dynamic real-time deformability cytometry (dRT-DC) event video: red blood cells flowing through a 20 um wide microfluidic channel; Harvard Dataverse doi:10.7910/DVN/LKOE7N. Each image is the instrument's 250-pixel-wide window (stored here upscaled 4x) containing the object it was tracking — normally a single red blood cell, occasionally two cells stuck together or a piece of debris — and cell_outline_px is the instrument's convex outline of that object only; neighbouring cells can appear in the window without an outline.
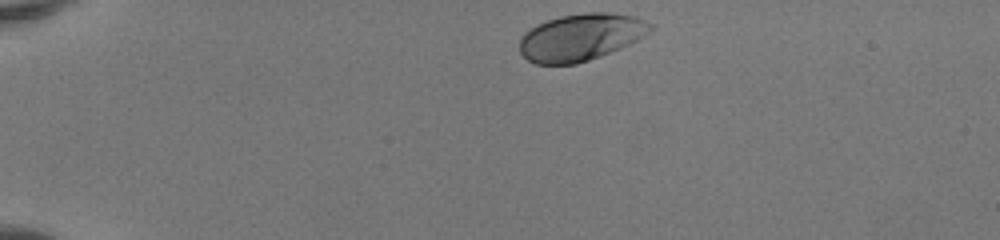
{"species": "human", "species_latin": "Homo sapiens", "temperature_condition": "room temperature", "stored_images_in_passage": 37, "camera_frame_rate_fps": 3000, "um_per_image_px": 0.085, "donor": {"sex": "female"}, "frame": {"image": 1, "passage_image": 1, "time_ms": 0.0, "image_size_px": [1000, 240], "cell_outline_px": [[652, 28], [644, 36], [620, 48], [600, 56], [576, 64], [536, 64], [528, 60], [520, 52], [520, 40], [524, 32], [528, 28], [536, 24], [560, 16], [588, 12], [612, 12], [636, 16], [652, 24]], "centroid_in_image_um": [49.35, 3.15], "position_along_channel_um": 35.7, "area_um2": 35.84}}
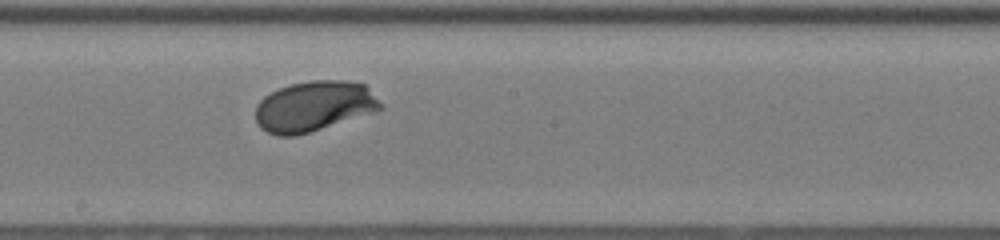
{"frame": {"image": 2, "passage_image": 20, "time_ms": 6.333, "image_size_px": [1000, 240], "cell_outline_px": [[384, 108], [376, 112], [296, 136], [276, 136], [260, 128], [256, 120], [256, 104], [264, 96], [280, 88], [292, 84], [312, 80], [348, 80], [364, 84], [384, 104]], "centroid_in_image_um": [26.72, 9.04], "position_along_channel_um": 221.5, "area_um2": 36.93}}
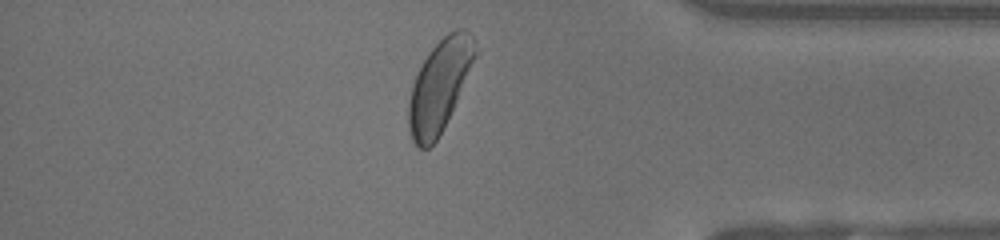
{"frame": {"image": 3, "passage_image": 34, "time_ms": 11.0, "image_size_px": [1000, 240], "cell_outline_px": [[476, 52], [456, 100], [436, 140], [428, 148], [420, 148], [412, 140], [408, 128], [408, 104], [412, 84], [428, 52], [448, 32], [456, 28], [464, 28], [476, 40]], "centroid_in_image_um": [37.32, 7.26], "position_along_channel_um": 397.9, "area_um2": 34.45}, "authors_computed_cell_mechanics": {"area_um2": 35.8938, "velocity_mm_per_s": 4.1113, "shape_relaxation_time_tau1_ms": 1.8688, "shape_relaxation_time_tau2_ms": null, "deformation_change_tau1": 0.1361, "deformation_change_tau2": null}}